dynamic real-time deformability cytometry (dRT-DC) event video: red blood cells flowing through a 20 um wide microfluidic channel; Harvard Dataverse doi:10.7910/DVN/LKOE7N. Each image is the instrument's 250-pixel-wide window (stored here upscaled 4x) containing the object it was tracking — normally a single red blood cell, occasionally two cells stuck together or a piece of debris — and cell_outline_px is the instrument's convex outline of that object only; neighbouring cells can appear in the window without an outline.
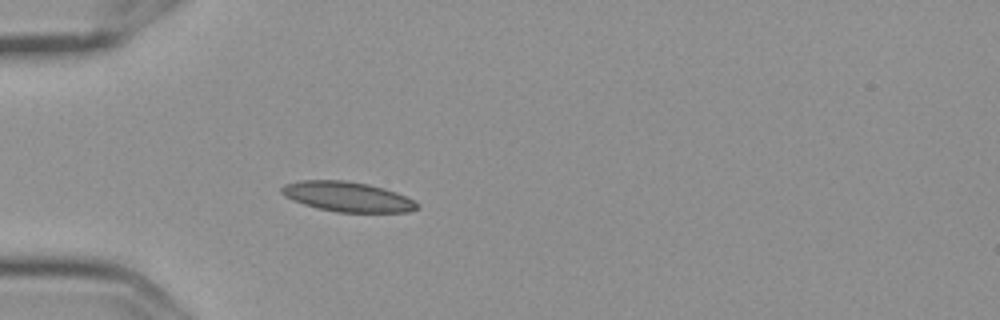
{"species": "Egyptian fruit bat (a non-hibernating species)", "species_latin": "Rousettus aegyptiacus", "temperature_condition": "cold", "stored_images_in_passage": 5, "camera_frame_rate_fps": 3000, "um_per_image_px": 0.085, "frame": {"image": 1, "passage_image": 5, "time_ms": 1.333, "image_size_px": [1000, 320], "cell_outline_px": [[420, 208], [408, 212], [336, 212], [316, 208], [292, 200], [284, 196], [280, 192], [280, 188], [284, 184], [300, 180], [344, 180], [368, 184], [384, 188], [396, 192], [420, 204]], "centroid_in_image_um": [29.51, 16.72], "position_along_channel_um": 55.5, "area_um2": 23.76}}